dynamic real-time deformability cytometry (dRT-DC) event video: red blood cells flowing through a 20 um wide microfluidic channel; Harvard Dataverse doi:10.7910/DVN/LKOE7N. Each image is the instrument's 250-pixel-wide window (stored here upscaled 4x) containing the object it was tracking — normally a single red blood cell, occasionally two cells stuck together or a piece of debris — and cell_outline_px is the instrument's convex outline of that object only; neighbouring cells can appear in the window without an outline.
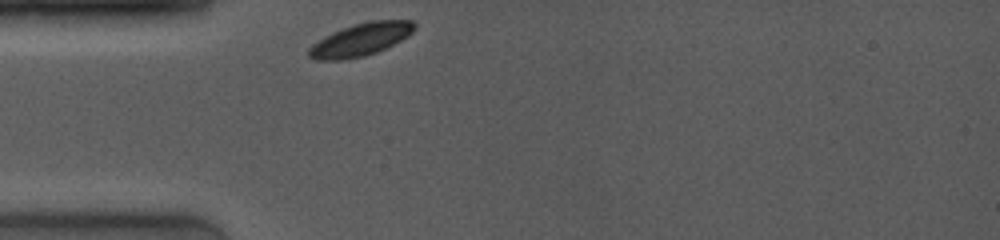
{"species": "common noctule bat (a hibernating species)", "species_latin": "Nyctalus noctula", "temperature_condition": "room temperature", "stored_images_in_passage": 10, "camera_frame_rate_fps": 4000, "um_per_image_px": 0.085, "animal": {"sex": "female", "body_mass_g": 19.0, "forearm_length_mm": 53.3}, "frame": {"image": 1, "passage_image": 1, "time_ms": 0.0, "image_size_px": [1000, 240], "cell_outline_px": [[416, 28], [412, 32], [400, 40], [376, 52], [364, 56], [344, 60], [316, 60], [308, 56], [308, 48], [312, 44], [324, 36], [332, 32], [356, 24], [372, 20], [412, 20], [416, 24]], "centroid_in_image_um": [30.63, 3.37], "position_along_channel_um": 54.4, "area_um2": 19.94}}
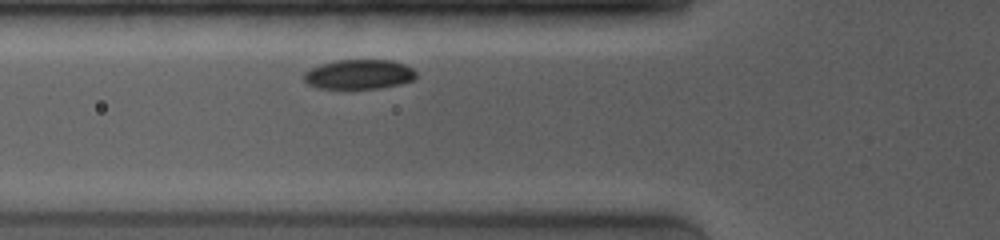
{"frame": {"image": 2, "passage_image": 5, "time_ms": 1.25, "image_size_px": [1000, 240], "cell_outline_px": [[416, 76], [412, 80], [400, 84], [380, 88], [320, 88], [308, 84], [304, 80], [304, 72], [312, 68], [336, 60], [392, 60], [404, 64], [412, 68], [416, 72]], "centroid_in_image_um": [30.54, 6.31], "position_along_channel_um": 95.3, "area_um2": 19.13}}
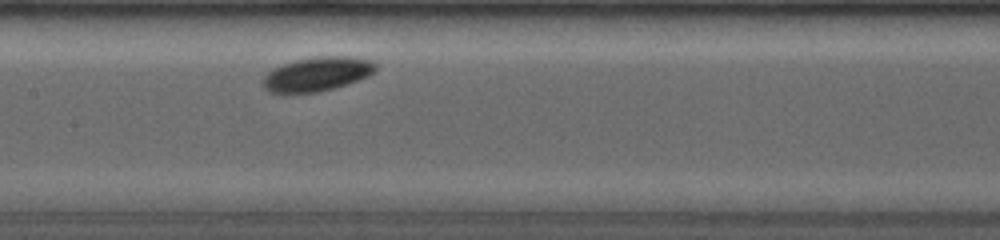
{"frame": {"image": 3, "passage_image": 10, "time_ms": 3.5, "image_size_px": [1000, 240], "cell_outline_px": [[376, 68], [368, 76], [348, 84], [316, 92], [284, 96], [280, 96], [268, 92], [264, 88], [264, 76], [268, 72], [284, 64], [296, 60], [320, 56], [348, 56], [372, 60], [376, 64]], "centroid_in_image_um": [26.91, 6.34], "position_along_channel_um": 180.5, "area_um2": 22.72}}